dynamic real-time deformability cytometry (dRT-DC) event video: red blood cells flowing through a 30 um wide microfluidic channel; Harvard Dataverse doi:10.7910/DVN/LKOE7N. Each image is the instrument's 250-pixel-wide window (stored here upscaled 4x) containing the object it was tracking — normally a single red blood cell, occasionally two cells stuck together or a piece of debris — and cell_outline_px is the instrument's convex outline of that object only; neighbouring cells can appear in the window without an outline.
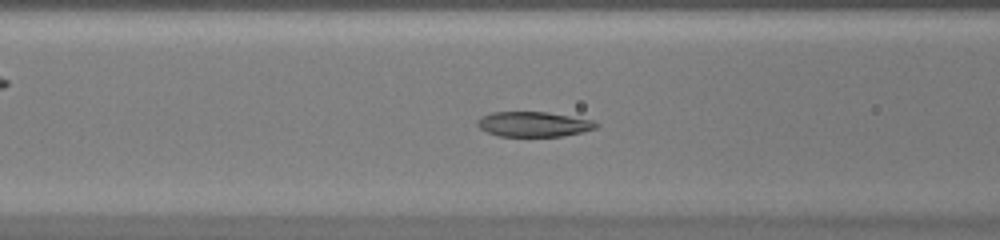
{"species": "common noctule bat (a hibernating species)", "species_latin": "Nyctalus noctula", "temperature_condition": "warm", "stored_images_in_passage": 44, "camera_frame_rate_fps": 3000, "um_per_image_px": 0.085, "animal": {"sex": "female", "body_mass_g": 20.0, "forearm_length_mm": 54.0}, "frame": {"image": 1, "passage_image": 17, "time_ms": 5.333, "image_size_px": [1000, 240], "cell_outline_px": [[600, 124], [596, 128], [580, 132], [560, 136], [496, 136], [480, 128], [476, 124], [476, 120], [492, 112], [548, 112], [592, 120]], "centroid_in_image_um": [45.34, 10.55], "position_along_channel_um": 121.3, "area_um2": 17.17}}
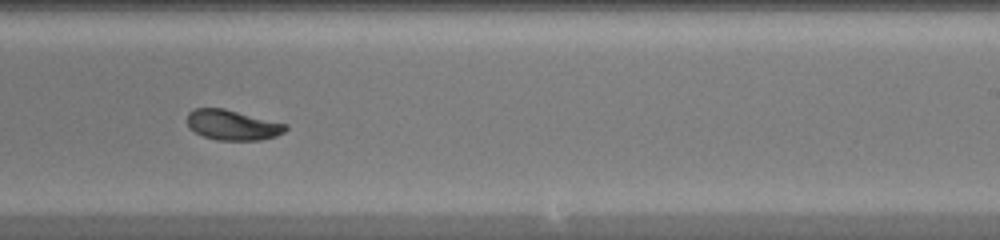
{"frame": {"image": 2, "passage_image": 27, "time_ms": 8.667, "image_size_px": [1000, 240], "cell_outline_px": [[288, 128], [284, 132], [276, 136], [260, 140], [216, 140], [204, 136], [188, 128], [188, 112], [196, 108], [224, 108], [288, 124]], "centroid_in_image_um": [19.78, 10.62], "position_along_channel_um": 269.2, "area_um2": 17.34}}
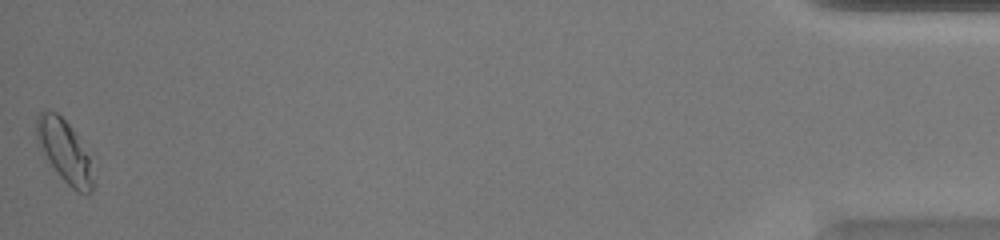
{"frame": {"image": 3, "passage_image": 44, "time_ms": 14.333, "image_size_px": [1000, 240], "cell_outline_px": [[92, 192], [88, 196], [76, 192], [60, 176], [52, 164], [36, 136], [36, 116], [40, 112], [56, 112], [68, 124], [76, 136], [88, 156], [92, 180]], "centroid_in_image_um": [5.49, 12.88], "position_along_channel_um": 429.7, "area_um2": 19.36}}